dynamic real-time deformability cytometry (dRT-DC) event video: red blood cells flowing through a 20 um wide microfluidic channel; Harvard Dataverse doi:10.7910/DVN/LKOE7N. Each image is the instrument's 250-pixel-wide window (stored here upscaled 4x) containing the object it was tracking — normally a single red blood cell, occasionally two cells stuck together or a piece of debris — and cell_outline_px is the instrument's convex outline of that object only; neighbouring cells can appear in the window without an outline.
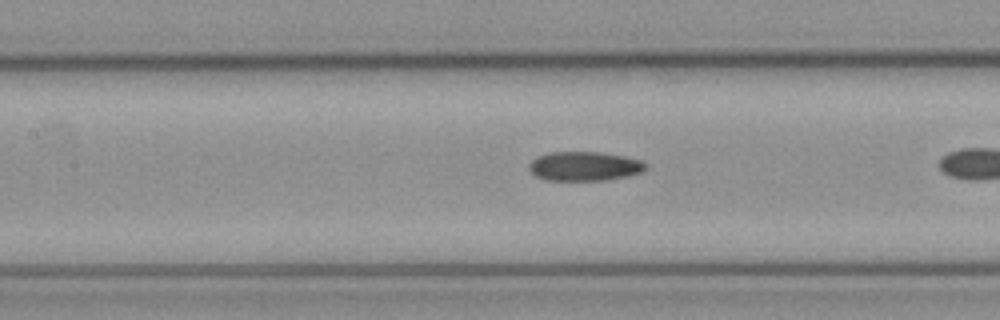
{"species": "common noctule bat (a hibernating species)", "species_latin": "Nyctalus noctula", "temperature_condition": "cold", "stored_images_in_passage": 32, "camera_frame_rate_fps": 3000, "um_per_image_px": 0.085, "animal": {"sex": "female", "body_mass_g": 21.9}, "frame": {"image": 1, "passage_image": 19, "time_ms": 6.0, "image_size_px": [1000, 320], "cell_outline_px": [[648, 168], [640, 172], [628, 176], [608, 180], [544, 180], [536, 176], [528, 168], [528, 164], [536, 156], [548, 152], [600, 152], [624, 156], [640, 160], [648, 164]], "centroid_in_image_um": [49.67, 14.12], "position_along_channel_um": 157.7, "area_um2": 20.06}}
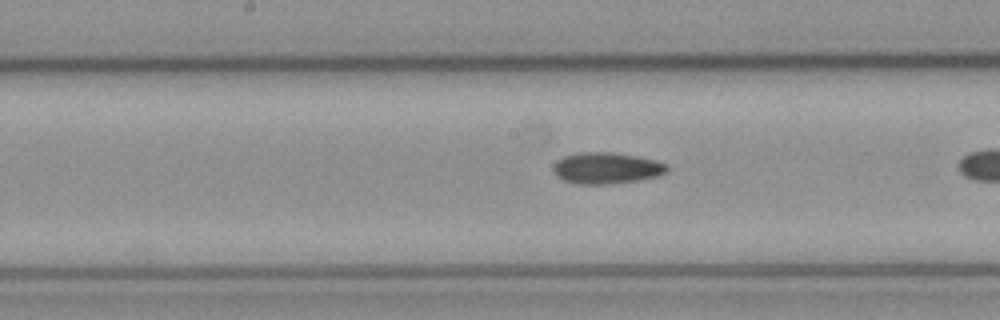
{"frame": {"image": 2, "passage_image": 22, "time_ms": 7.0, "image_size_px": [1000, 320], "cell_outline_px": [[668, 172], [656, 176], [636, 180], [604, 184], [576, 184], [564, 180], [556, 176], [552, 168], [556, 160], [564, 156], [576, 152], [612, 152], [636, 156], [656, 160], [668, 164]], "centroid_in_image_um": [51.52, 14.27], "position_along_channel_um": 196.7, "area_um2": 20.81}}